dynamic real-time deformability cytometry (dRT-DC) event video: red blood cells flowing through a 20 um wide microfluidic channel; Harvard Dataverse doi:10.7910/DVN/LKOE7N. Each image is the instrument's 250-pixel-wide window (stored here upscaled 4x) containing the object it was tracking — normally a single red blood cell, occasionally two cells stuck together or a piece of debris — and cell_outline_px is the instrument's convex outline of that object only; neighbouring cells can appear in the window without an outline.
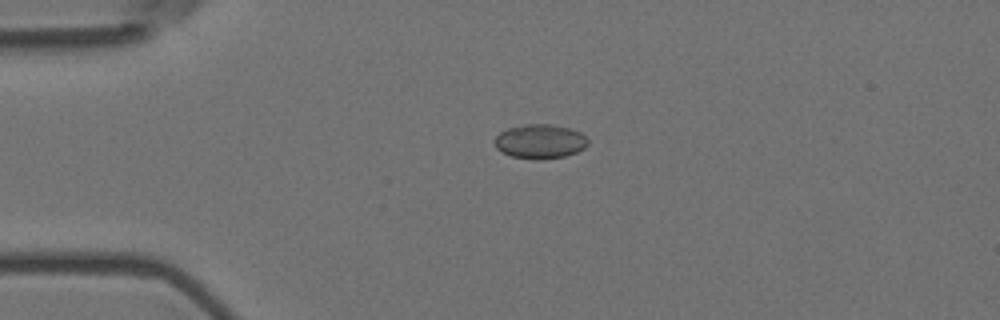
{"species": "Egyptian fruit bat (a non-hibernating species)", "species_latin": "Rousettus aegyptiacus", "temperature_condition": "room temperature", "stored_images_in_passage": 2, "camera_frame_rate_fps": 3000, "um_per_image_px": 0.085, "animal": {"sex": "female"}, "frame": {"image": 1, "passage_image": 1, "time_ms": 0.0, "image_size_px": [1000, 320], "cell_outline_px": [[588, 144], [584, 148], [576, 152], [564, 156], [540, 160], [536, 160], [512, 156], [496, 148], [496, 136], [500, 132], [508, 128], [524, 124], [552, 124], [568, 128], [580, 132], [588, 140]], "centroid_in_image_um": [45.91, 12.02], "position_along_channel_um": 39.1, "area_um2": 18.5}}